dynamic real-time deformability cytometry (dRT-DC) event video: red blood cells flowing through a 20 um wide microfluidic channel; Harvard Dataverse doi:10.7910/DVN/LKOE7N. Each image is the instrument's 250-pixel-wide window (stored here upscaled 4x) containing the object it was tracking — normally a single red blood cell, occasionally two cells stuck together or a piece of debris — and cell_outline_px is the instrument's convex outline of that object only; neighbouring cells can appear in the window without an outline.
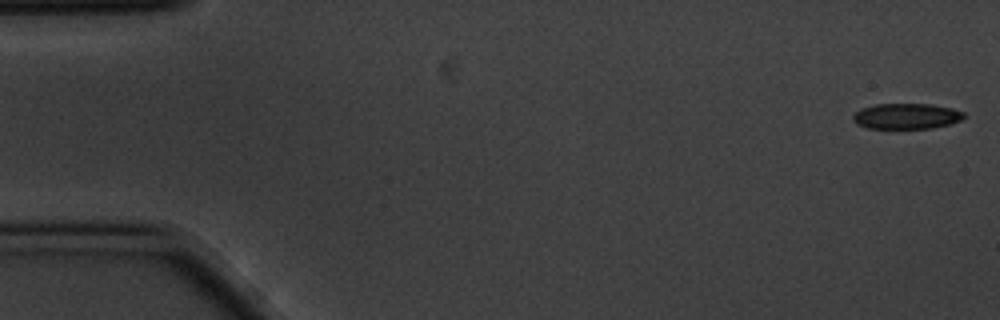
{"species": "common noctule bat (a hibernating species)", "species_latin": "Nyctalus noctula", "temperature_condition": "cold", "stored_images_in_passage": 6, "camera_frame_rate_fps": 3000, "um_per_image_px": 0.085, "animal": {"sex": "male", "body_mass_g": 20.1, "forearm_length_mm": 53.5}, "frame": {"image": 1, "passage_image": 1, "time_ms": 0.0, "image_size_px": [1000, 320], "cell_outline_px": [[964, 116], [960, 120], [948, 124], [932, 128], [868, 128], [856, 124], [852, 120], [852, 116], [860, 108], [876, 104], [932, 104], [952, 108], [964, 112]], "centroid_in_image_um": [77.01, 9.87], "position_along_channel_um": 8.0, "area_um2": 16.53}}